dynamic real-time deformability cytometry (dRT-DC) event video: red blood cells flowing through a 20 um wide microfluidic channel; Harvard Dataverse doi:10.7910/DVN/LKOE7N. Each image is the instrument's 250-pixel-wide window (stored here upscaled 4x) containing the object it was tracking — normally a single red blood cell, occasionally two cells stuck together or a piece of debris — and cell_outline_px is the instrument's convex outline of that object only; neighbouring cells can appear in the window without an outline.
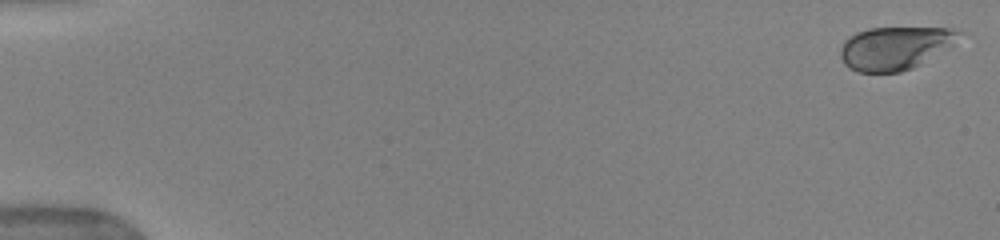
{"species": "human", "species_latin": "Homo sapiens", "temperature_condition": "warm", "stored_images_in_passage": 52, "camera_frame_rate_fps": 3000, "um_per_image_px": 0.085, "donor": {"sex": "female"}, "frame": {"image": 1, "passage_image": 1, "time_ms": 0.0, "image_size_px": [1000, 240], "cell_outline_px": [[960, 32], [952, 48], [912, 68], [900, 72], [856, 72], [848, 68], [844, 64], [840, 56], [840, 48], [844, 40], [856, 32], [868, 28], [952, 28]], "centroid_in_image_um": [76.06, 4.09], "position_along_channel_um": 8.9, "area_um2": 30.0}}
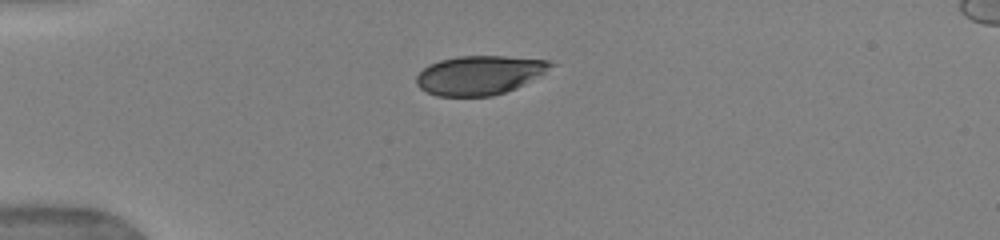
{"frame": {"image": 2, "passage_image": 14, "time_ms": 4.333, "image_size_px": [1000, 240], "cell_outline_px": [[556, 64], [544, 72], [524, 84], [516, 88], [492, 96], [436, 96], [420, 88], [416, 84], [416, 76], [428, 64], [440, 60], [456, 56], [504, 56], [548, 60]], "centroid_in_image_um": [40.73, 6.38], "position_along_channel_um": 44.3, "area_um2": 30.46}}
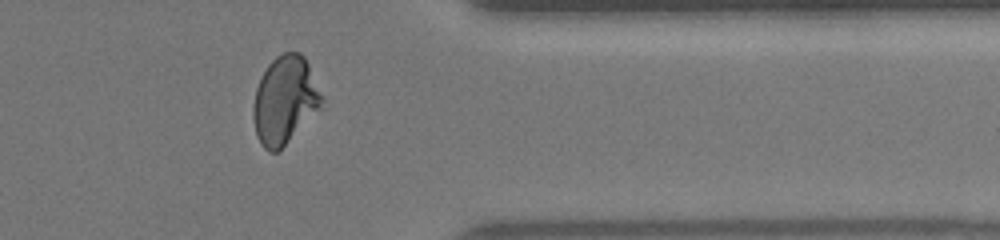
{"frame": {"image": 3, "passage_image": 43, "time_ms": 14.0, "image_size_px": [1000, 240], "cell_outline_px": [[328, 108], [276, 152], [268, 152], [260, 144], [256, 136], [252, 116], [252, 108], [256, 88], [268, 64], [276, 56], [284, 52], [300, 52], [304, 56], [308, 64]], "centroid_in_image_um": [24.27, 8.57], "position_along_channel_um": 387.1, "area_um2": 36.13}, "authors_computed_cell_mechanics": {"area_um2": 34.5644, "velocity_mm_per_s": 3.9527, "shape_relaxation_time_tau1_ms": 3.7776, "shape_relaxation_time_tau2_ms": null, "deformation_change_tau1": 0.1733, "deformation_change_tau2": null}}